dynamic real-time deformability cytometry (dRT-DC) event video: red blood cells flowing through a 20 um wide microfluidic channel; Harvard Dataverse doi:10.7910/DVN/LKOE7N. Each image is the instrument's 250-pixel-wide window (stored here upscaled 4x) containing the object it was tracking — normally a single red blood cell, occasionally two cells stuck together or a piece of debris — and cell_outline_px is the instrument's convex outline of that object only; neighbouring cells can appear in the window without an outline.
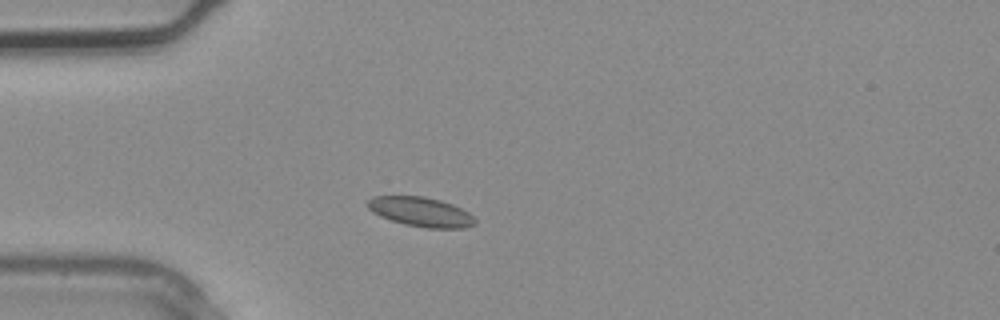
{"species": "common noctule bat (a hibernating species)", "species_latin": "Nyctalus noctula", "temperature_condition": "warm", "stored_images_in_passage": 1, "camera_frame_rate_fps": 3000, "um_per_image_px": 0.085, "animal": {"sex": "male", "body_mass_g": 20.4}, "frame": {"image": 1, "passage_image": 1, "time_ms": 0.0, "image_size_px": [1000, 320], "cell_outline_px": [[476, 224], [464, 228], [428, 228], [404, 224], [380, 216], [372, 212], [364, 204], [372, 196], [424, 196], [440, 200], [452, 204], [468, 212], [476, 220]], "centroid_in_image_um": [35.74, 18.0], "position_along_channel_um": 49.3, "area_um2": 18.5}}